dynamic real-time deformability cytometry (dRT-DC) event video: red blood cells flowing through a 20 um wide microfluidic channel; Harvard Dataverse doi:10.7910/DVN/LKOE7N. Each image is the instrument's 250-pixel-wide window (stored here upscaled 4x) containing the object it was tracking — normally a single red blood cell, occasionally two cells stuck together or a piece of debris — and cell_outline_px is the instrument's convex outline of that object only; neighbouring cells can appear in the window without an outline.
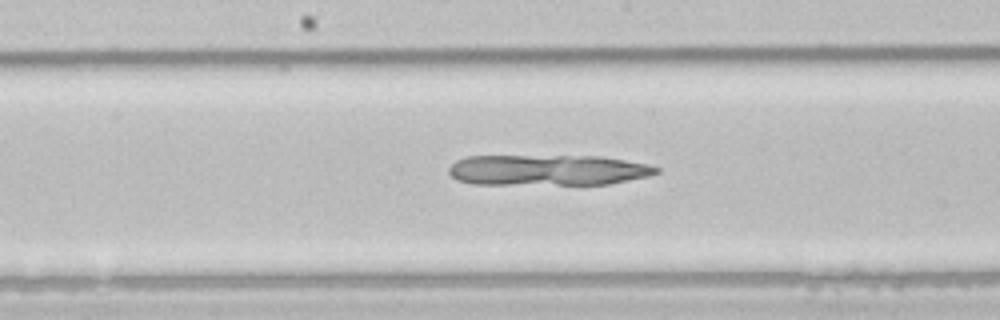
{"species": "common noctule bat (a hibernating species)", "species_latin": "Nyctalus noctula", "temperature_condition": "room temperature", "stored_images_in_passage": 19, "camera_frame_rate_fps": 3000, "um_per_image_px": 0.085, "animal": {"sex": "male", "body_mass_g": 21.5, "forearm_length_mm": 52.0}, "frame": {"image": 1, "passage_image": 19, "time_ms": 6.0, "image_size_px": [1000, 320], "cell_outline_px": [[660, 172], [648, 176], [608, 184], [472, 184], [456, 180], [448, 172], [448, 168], [456, 160], [468, 156], [604, 156], [648, 164], [660, 168]], "centroid_in_image_um": [46.55, 14.45], "position_along_channel_um": 201.6, "area_um2": 37.4}}